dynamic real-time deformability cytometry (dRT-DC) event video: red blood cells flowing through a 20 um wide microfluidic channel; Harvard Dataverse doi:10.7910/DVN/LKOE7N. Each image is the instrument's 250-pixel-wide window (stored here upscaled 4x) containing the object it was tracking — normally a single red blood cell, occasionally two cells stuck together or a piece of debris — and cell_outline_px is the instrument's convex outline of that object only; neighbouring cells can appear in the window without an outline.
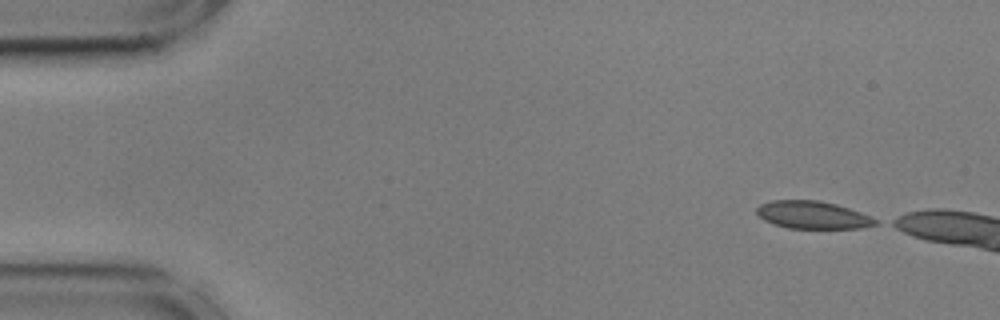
{"species": "common noctule bat (a hibernating species)", "species_latin": "Nyctalus noctula", "temperature_condition": "cold", "stored_images_in_passage": 7, "camera_frame_rate_fps": 3000, "um_per_image_px": 0.085, "animal": {"sex": "male", "body_mass_g": 17.9, "forearm_length_mm": 54.2}, "frame": {"image": 1, "passage_image": 1, "time_ms": 0.0, "image_size_px": [1000, 320], "cell_outline_px": [[880, 224], [864, 228], [788, 228], [772, 224], [764, 220], [756, 212], [756, 208], [760, 204], [772, 200], [820, 200], [836, 204], [872, 216], [880, 220]], "centroid_in_image_um": [69.12, 18.27], "position_along_channel_um": 15.9, "area_um2": 19.36}}